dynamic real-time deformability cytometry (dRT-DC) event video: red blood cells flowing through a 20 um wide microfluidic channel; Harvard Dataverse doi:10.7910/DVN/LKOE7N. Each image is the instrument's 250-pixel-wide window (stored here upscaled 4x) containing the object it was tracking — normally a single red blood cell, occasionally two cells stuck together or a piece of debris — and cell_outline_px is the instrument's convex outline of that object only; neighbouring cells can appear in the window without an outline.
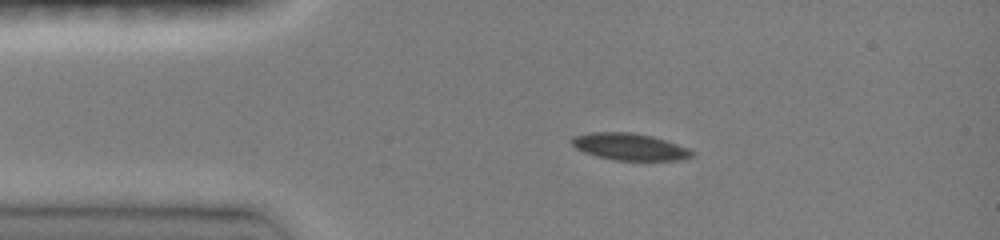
{"species": "common noctule bat (a hibernating species)", "species_latin": "Nyctalus noctula", "temperature_condition": "room temperature", "stored_images_in_passage": 39, "camera_frame_rate_fps": 3000, "um_per_image_px": 0.085, "animal": {"sex": "female", "body_mass_g": 19.0, "forearm_length_mm": 51.5}, "frame": {"image": 1, "passage_image": 1, "time_ms": 0.0, "image_size_px": [1000, 240], "cell_outline_px": [[696, 152], [692, 156], [680, 160], [616, 160], [596, 156], [584, 152], [576, 148], [572, 144], [572, 136], [588, 132], [632, 132], [652, 136], [688, 148]], "centroid_in_image_um": [53.5, 12.47], "position_along_channel_um": 31.5, "area_um2": 18.79}}
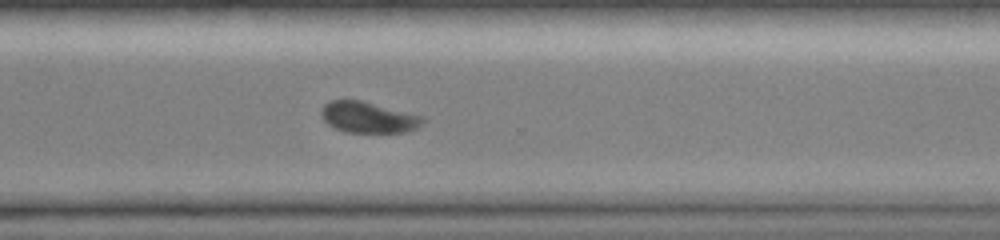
{"frame": {"image": 2, "passage_image": 26, "time_ms": 8.333, "image_size_px": [1000, 240], "cell_outline_px": [[424, 120], [416, 128], [408, 132], [344, 132], [328, 124], [324, 120], [320, 112], [320, 108], [328, 100], [360, 100], [424, 116]], "centroid_in_image_um": [31.27, 9.96], "position_along_channel_um": 339.3, "area_um2": 18.32}}
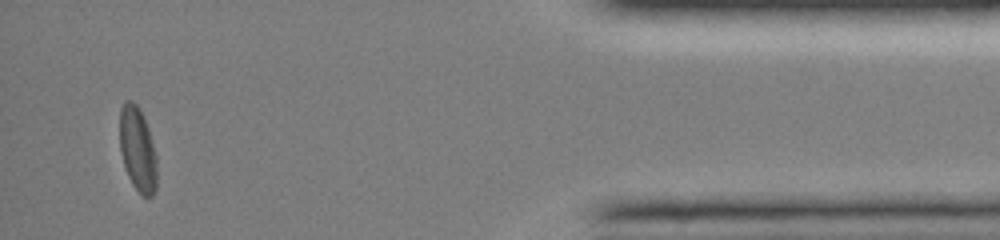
{"frame": {"image": 3, "passage_image": 36, "time_ms": 11.667, "image_size_px": [1000, 240], "cell_outline_px": [[156, 188], [152, 196], [140, 196], [132, 184], [128, 176], [120, 152], [120, 108], [124, 100], [132, 100], [140, 108], [144, 116], [148, 128], [156, 156]], "centroid_in_image_um": [11.68, 12.67], "position_along_channel_um": 423.5, "area_um2": 18.44}, "authors_computed_cell_mechanics": {"area_um2": 19.3052, "velocity_mm_per_s": 4.1138, "shape_relaxation_time_tau1_ms": 5.1346, "shape_relaxation_time_tau2_ms": 4.6782, "deformation_change_tau1": 0.107, "deformation_change_tau2": 0.0749}}